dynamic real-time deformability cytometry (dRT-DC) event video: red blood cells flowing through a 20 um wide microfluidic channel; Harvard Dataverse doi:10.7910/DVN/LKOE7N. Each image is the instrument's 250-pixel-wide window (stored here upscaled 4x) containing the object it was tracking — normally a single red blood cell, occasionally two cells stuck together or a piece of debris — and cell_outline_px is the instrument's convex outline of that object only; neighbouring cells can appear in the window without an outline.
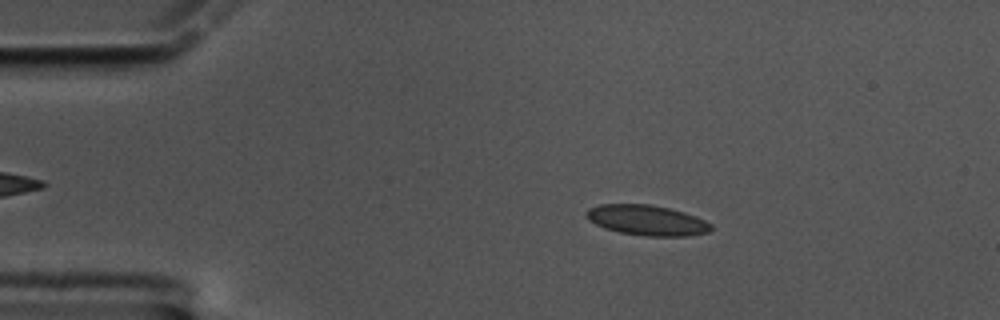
{"species": "common noctule bat (a hibernating species)", "species_latin": "Nyctalus noctula", "temperature_condition": "cold", "stored_images_in_passage": 58, "camera_frame_rate_fps": 3000, "um_per_image_px": 0.085, "animal": {"sex": "male", "body_mass_g": 17.5, "forearm_length_mm": 52.3}, "frame": {"image": 1, "passage_image": 10, "time_ms": 3.0, "image_size_px": [1000, 320], "cell_outline_px": [[712, 228], [708, 232], [688, 236], [648, 236], [620, 232], [604, 228], [588, 220], [584, 212], [588, 208], [600, 204], [652, 204], [684, 212], [696, 216], [712, 224]], "centroid_in_image_um": [54.97, 18.71], "position_along_channel_um": 30.0, "area_um2": 22.08}}
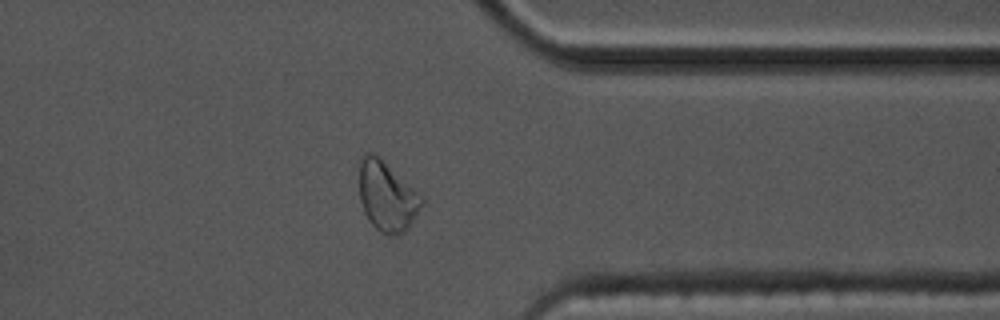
{"frame": {"image": 2, "passage_image": 46, "time_ms": 15.0, "image_size_px": [1000, 320], "cell_outline_px": [[424, 204], [408, 228], [404, 232], [388, 236], [380, 232], [368, 220], [364, 212], [360, 200], [360, 156], [364, 152], [376, 152], [420, 192], [424, 196]], "centroid_in_image_um": [32.92, 16.64], "position_along_channel_um": 378.5, "area_um2": 26.07}}
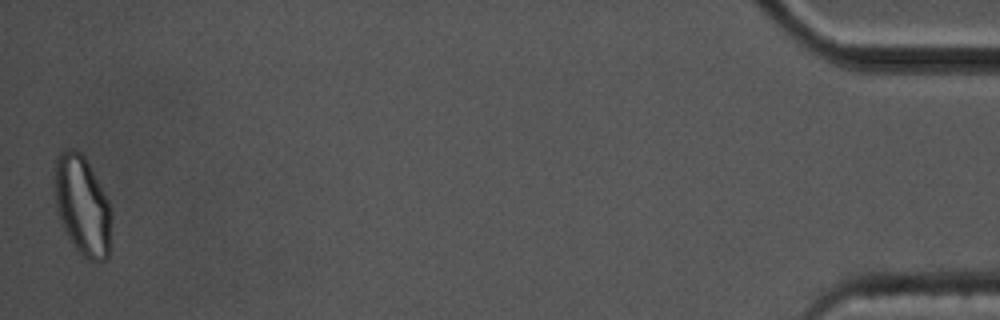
{"frame": {"image": 3, "passage_image": 58, "time_ms": 19.0, "image_size_px": [1000, 320], "cell_outline_px": [[112, 216], [108, 260], [88, 260], [72, 244], [56, 212], [56, 156], [60, 152], [68, 148], [76, 148], [84, 156], [108, 200], [112, 212]], "centroid_in_image_um": [7.02, 17.49], "position_along_channel_um": 428.2, "area_um2": 32.66}, "authors_computed_cell_mechanics": {"area_um2": 21.4149, "velocity_mm_per_s": 3.3848, "shape_relaxation_time_tau1_ms": 4.4266, "shape_relaxation_time_tau2_ms": 1.5943, "deformation_change_tau1": 0.1044, "deformation_change_tau2": 0.0512}}